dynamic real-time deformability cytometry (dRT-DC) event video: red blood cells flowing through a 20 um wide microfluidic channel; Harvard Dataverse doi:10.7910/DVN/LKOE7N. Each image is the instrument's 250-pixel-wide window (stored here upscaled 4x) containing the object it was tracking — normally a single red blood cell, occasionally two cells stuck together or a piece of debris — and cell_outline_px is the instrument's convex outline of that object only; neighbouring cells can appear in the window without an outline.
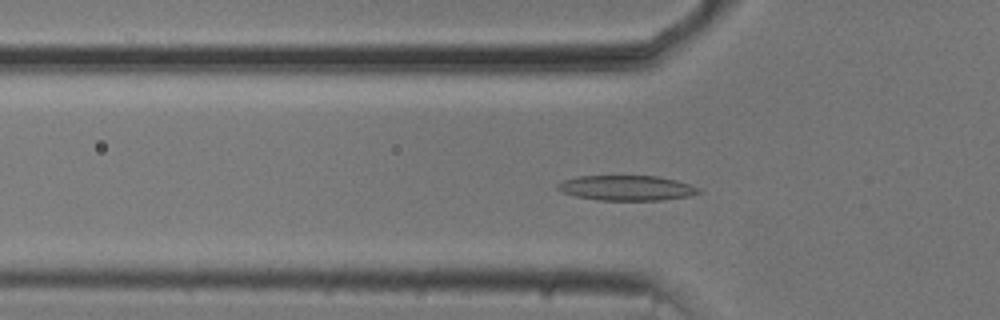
{"species": "common noctule bat (a hibernating species)", "species_latin": "Nyctalus noctula", "temperature_condition": "cold", "stored_images_in_passage": 52, "camera_frame_rate_fps": 3000, "um_per_image_px": 0.085, "animal": {"sex": "male", "body_mass_g": 20.5, "forearm_length_mm": 52.5}, "frame": {"image": 1, "passage_image": 16, "time_ms": 5.0, "image_size_px": [1000, 320], "cell_outline_px": [[704, 192], [688, 196], [660, 200], [596, 200], [576, 196], [560, 192], [556, 188], [556, 184], [564, 180], [576, 176], [656, 176], [676, 180], [700, 188]], "centroid_in_image_um": [53.24, 15.98], "position_along_channel_um": 72.6, "area_um2": 20.69}}
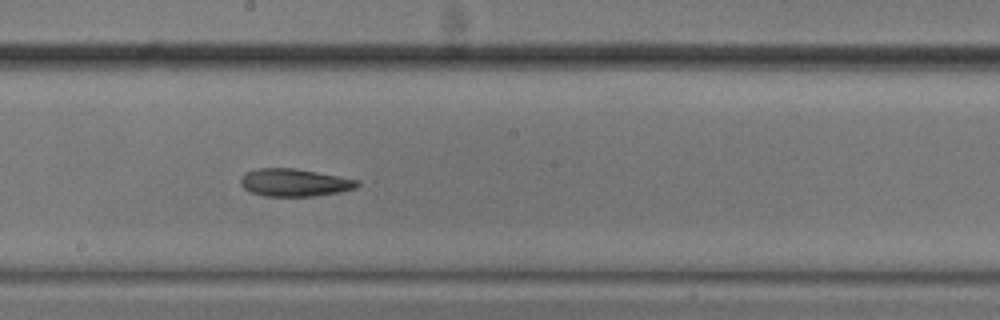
{"frame": {"image": 2, "passage_image": 28, "time_ms": 9.0, "image_size_px": [1000, 320], "cell_outline_px": [[360, 184], [356, 188], [340, 192], [312, 196], [264, 196], [252, 192], [244, 188], [240, 184], [240, 176], [248, 172], [260, 168], [296, 168], [340, 176], [360, 180]], "centroid_in_image_um": [25.06, 15.51], "position_along_channel_um": 223.1, "area_um2": 18.84}}
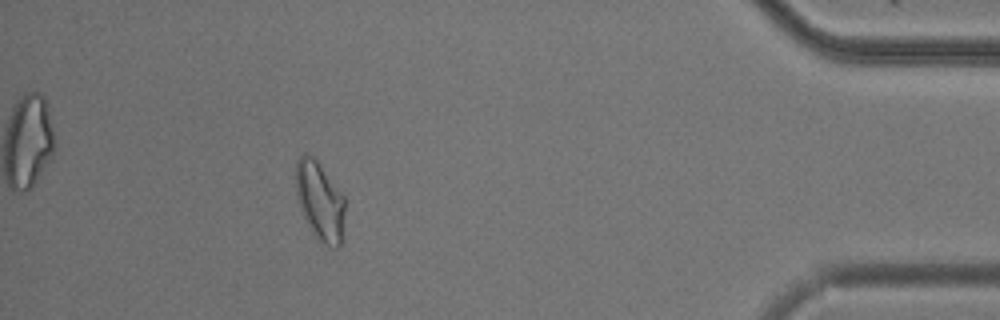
{"frame": {"image": 3, "passage_image": 47, "time_ms": 15.333, "image_size_px": [1000, 320], "cell_outline_px": [[344, 240], [336, 248], [332, 248], [316, 240], [300, 208], [296, 196], [296, 160], [304, 152], [312, 156], [316, 160], [344, 196]], "centroid_in_image_um": [27.2, 17.14], "position_along_channel_um": 408.0, "area_um2": 22.72}}